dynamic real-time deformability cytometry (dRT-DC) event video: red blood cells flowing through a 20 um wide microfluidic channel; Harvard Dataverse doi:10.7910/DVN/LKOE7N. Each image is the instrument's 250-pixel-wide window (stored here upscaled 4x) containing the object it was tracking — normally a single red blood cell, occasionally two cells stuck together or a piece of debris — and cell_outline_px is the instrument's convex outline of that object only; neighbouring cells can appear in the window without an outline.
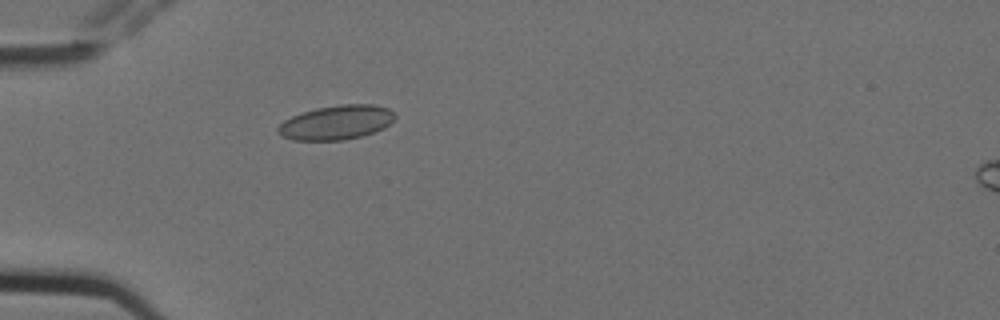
{"species": "Egyptian fruit bat (a non-hibernating species)", "species_latin": "Rousettus aegyptiacus", "temperature_condition": "cold", "stored_images_in_passage": 3, "camera_frame_rate_fps": 3000, "um_per_image_px": 0.085, "animal": {"sex": "female"}, "frame": {"image": 1, "passage_image": 3, "time_ms": 0.667, "image_size_px": [1000, 320], "cell_outline_px": [[396, 116], [384, 128], [360, 136], [344, 140], [292, 140], [276, 132], [276, 128], [284, 120], [300, 112], [316, 108], [340, 104], [376, 104], [388, 108]], "centroid_in_image_um": [28.56, 10.4], "position_along_channel_um": 56.4, "area_um2": 23.35}}